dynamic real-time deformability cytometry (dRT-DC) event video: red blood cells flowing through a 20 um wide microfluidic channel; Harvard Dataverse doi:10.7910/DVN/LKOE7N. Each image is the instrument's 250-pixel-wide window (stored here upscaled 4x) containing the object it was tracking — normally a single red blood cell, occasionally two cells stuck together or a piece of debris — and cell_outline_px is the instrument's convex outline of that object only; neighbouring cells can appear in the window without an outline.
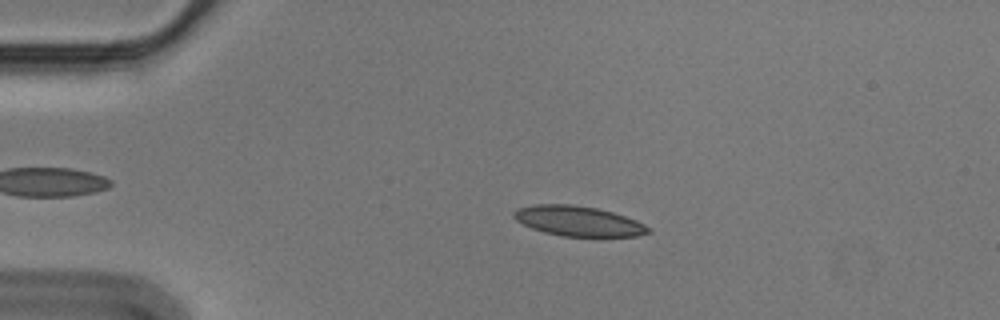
{"species": "Egyptian fruit bat (a non-hibernating species)", "species_latin": "Rousettus aegyptiacus", "temperature_condition": "cold", "stored_images_in_passage": 55, "camera_frame_rate_fps": 3000, "um_per_image_px": 0.085, "animal": {"sex": "male"}, "frame": {"image": 1, "passage_image": 11, "time_ms": 3.333, "image_size_px": [1000, 320], "cell_outline_px": [[652, 232], [636, 236], [564, 236], [544, 232], [532, 228], [516, 220], [512, 216], [512, 212], [516, 208], [536, 204], [572, 204], [596, 208], [612, 212], [636, 220], [652, 228]], "centroid_in_image_um": [49.15, 18.78], "position_along_channel_um": 35.9, "area_um2": 23.52}}
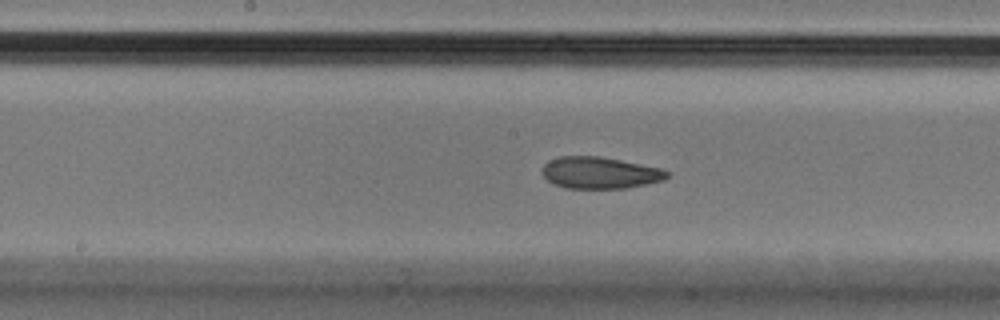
{"frame": {"image": 2, "passage_image": 28, "time_ms": 9.0, "image_size_px": [1000, 320], "cell_outline_px": [[672, 172], [664, 180], [628, 188], [564, 188], [552, 184], [540, 172], [544, 164], [548, 160], [560, 156], [600, 156], [660, 168]], "centroid_in_image_um": [50.97, 14.69], "position_along_channel_um": 197.2, "area_um2": 23.24}}
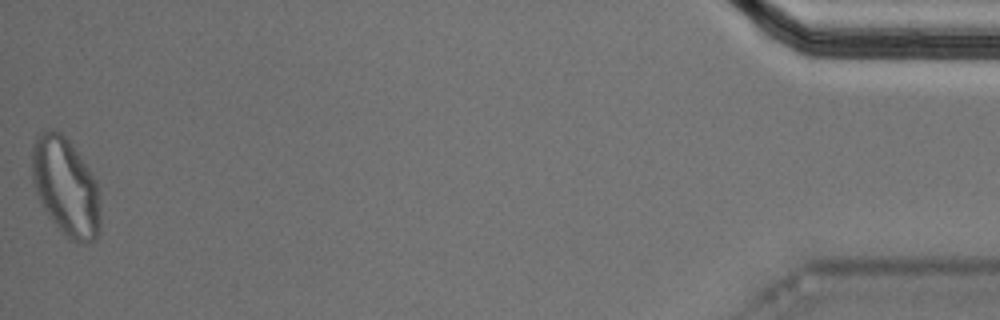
{"frame": {"image": 3, "passage_image": 55, "time_ms": 18.0, "image_size_px": [1000, 320], "cell_outline_px": [[100, 232], [96, 240], [84, 244], [68, 240], [48, 216], [36, 192], [32, 180], [32, 144], [36, 132], [48, 128], [52, 128], [60, 132], [72, 144], [96, 180], [100, 192]], "centroid_in_image_um": [5.59, 15.88], "position_along_channel_um": 429.6, "area_um2": 39.88}, "authors_computed_cell_mechanics": {"area_um2": 23.9292, "velocity_mm_per_s": 3.5675, "shape_relaxation_time_tau1_ms": 7.5249, "shape_relaxation_time_tau2_ms": 2.5486, "deformation_change_tau1": 0.1659, "deformation_change_tau2": 0.076}}